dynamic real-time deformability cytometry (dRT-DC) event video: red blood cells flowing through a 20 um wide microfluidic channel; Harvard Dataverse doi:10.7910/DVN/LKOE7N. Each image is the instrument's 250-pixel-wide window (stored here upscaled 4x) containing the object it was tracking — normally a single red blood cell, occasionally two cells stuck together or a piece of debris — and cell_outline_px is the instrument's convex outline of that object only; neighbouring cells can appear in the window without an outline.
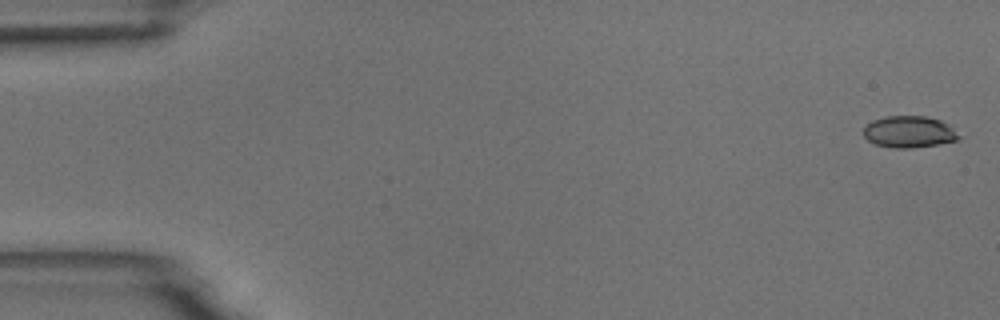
{"species": "common noctule bat (a hibernating species)", "species_latin": "Nyctalus noctula", "temperature_condition": "room temperature", "stored_images_in_passage": 5, "camera_frame_rate_fps": 3000, "um_per_image_px": 0.085, "animal": {"sex": "male", "body_mass_g": 18.8}, "frame": {"image": 1, "passage_image": 1, "time_ms": 0.0, "image_size_px": [1000, 320], "cell_outline_px": [[960, 136], [956, 140], [936, 144], [912, 148], [896, 148], [876, 144], [868, 140], [864, 136], [864, 128], [872, 120], [884, 116], [924, 116], [940, 120], [948, 124]], "centroid_in_image_um": [77.25, 11.2], "position_along_channel_um": 7.8, "area_um2": 17.34}}
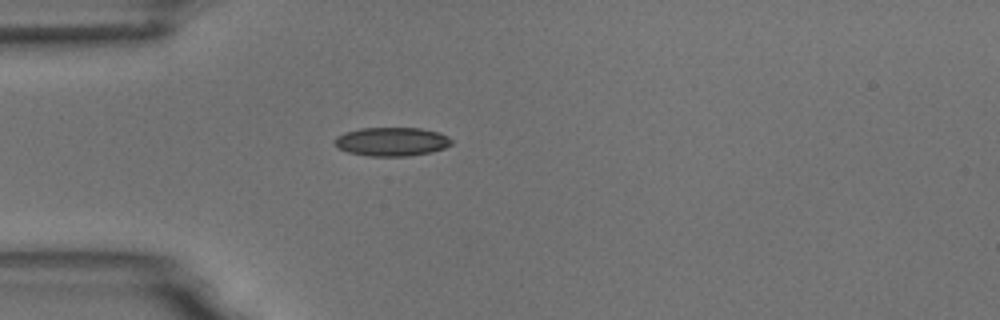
{"frame": {"image": 2, "passage_image": 5, "time_ms": 4.667, "image_size_px": [1000, 320], "cell_outline_px": [[452, 144], [444, 148], [432, 152], [408, 156], [368, 156], [348, 152], [340, 148], [332, 140], [336, 136], [344, 132], [360, 128], [420, 128], [440, 132], [448, 136], [452, 140]], "centroid_in_image_um": [33.31, 12.03], "position_along_channel_um": 51.7, "area_um2": 19.71}}